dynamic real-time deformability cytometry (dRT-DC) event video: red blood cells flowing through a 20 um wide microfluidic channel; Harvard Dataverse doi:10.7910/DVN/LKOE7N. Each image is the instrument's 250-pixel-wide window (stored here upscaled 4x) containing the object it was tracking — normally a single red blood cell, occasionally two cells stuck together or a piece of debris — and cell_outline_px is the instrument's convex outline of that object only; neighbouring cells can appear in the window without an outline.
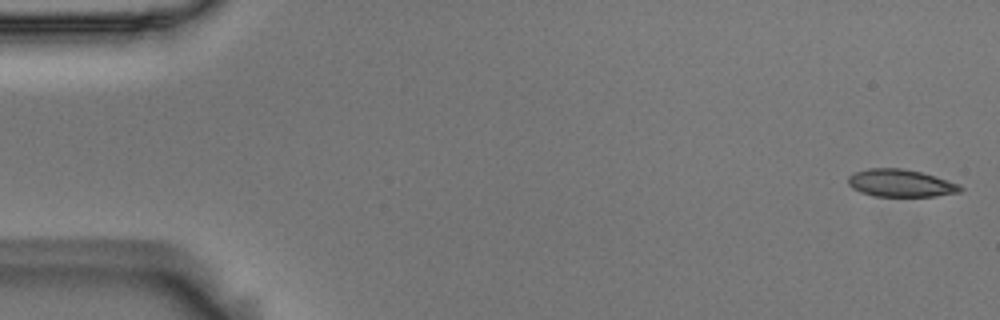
{"species": "Egyptian fruit bat (a non-hibernating species)", "species_latin": "Rousettus aegyptiacus", "temperature_condition": "room temperature", "stored_images_in_passage": 54, "camera_frame_rate_fps": 3000, "um_per_image_px": 0.085, "animal": {"sex": "male"}, "frame": {"image": 1, "passage_image": 1, "time_ms": 0.0, "image_size_px": [1000, 320], "cell_outline_px": [[964, 188], [960, 192], [936, 196], [872, 196], [860, 192], [852, 188], [848, 184], [848, 176], [856, 172], [868, 168], [900, 168], [920, 172], [936, 176], [960, 184]], "centroid_in_image_um": [76.56, 15.57], "position_along_channel_um": 8.4, "area_um2": 18.03}}
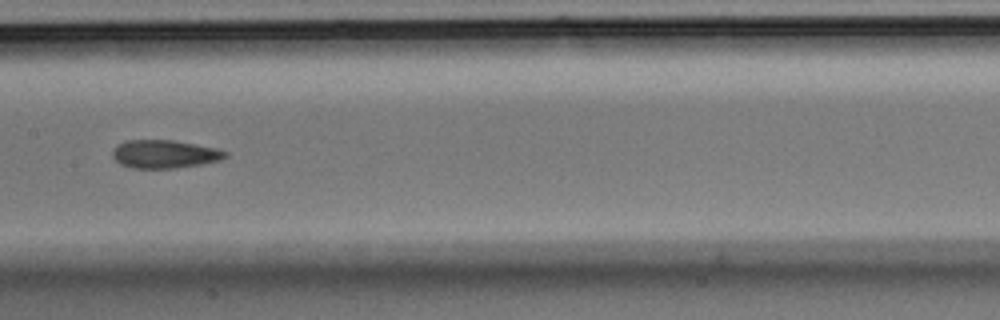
{"frame": {"image": 2, "passage_image": 27, "time_ms": 8.667, "image_size_px": [1000, 320], "cell_outline_px": [[228, 156], [220, 160], [200, 164], [176, 168], [132, 168], [120, 164], [112, 156], [112, 152], [124, 140], [172, 140], [216, 148], [228, 152]], "centroid_in_image_um": [13.99, 13.1], "position_along_channel_um": 193.4, "area_um2": 18.38}}
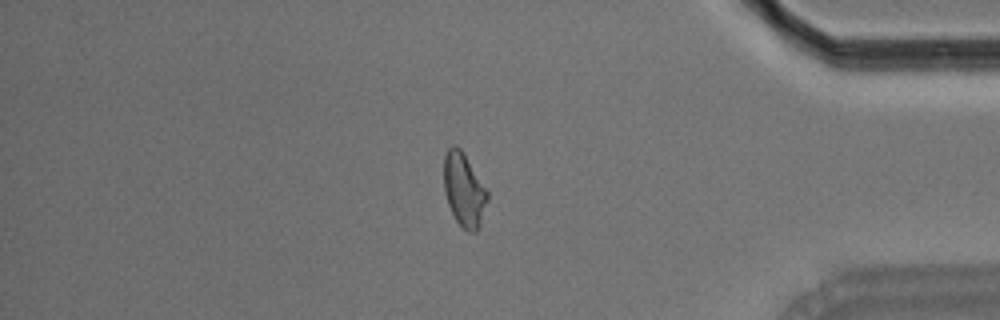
{"frame": {"image": 3, "passage_image": 46, "time_ms": 15.0, "image_size_px": [1000, 320], "cell_outline_px": [[488, 200], [480, 224], [476, 232], [468, 232], [456, 220], [448, 204], [444, 192], [444, 156], [448, 148], [452, 144], [456, 144], [464, 152], [488, 192]], "centroid_in_image_um": [39.43, 16.1], "position_along_channel_um": 395.8, "area_um2": 18.67}, "authors_computed_cell_mechanics": {"area_um2": 18.6116, "velocity_mm_per_s": 3.6635, "shape_relaxation_time_tau1_ms": 8.8273, "shape_relaxation_time_tau2_ms": 1.8342, "deformation_change_tau1": 0.1846, "deformation_change_tau2": 0.0824}}